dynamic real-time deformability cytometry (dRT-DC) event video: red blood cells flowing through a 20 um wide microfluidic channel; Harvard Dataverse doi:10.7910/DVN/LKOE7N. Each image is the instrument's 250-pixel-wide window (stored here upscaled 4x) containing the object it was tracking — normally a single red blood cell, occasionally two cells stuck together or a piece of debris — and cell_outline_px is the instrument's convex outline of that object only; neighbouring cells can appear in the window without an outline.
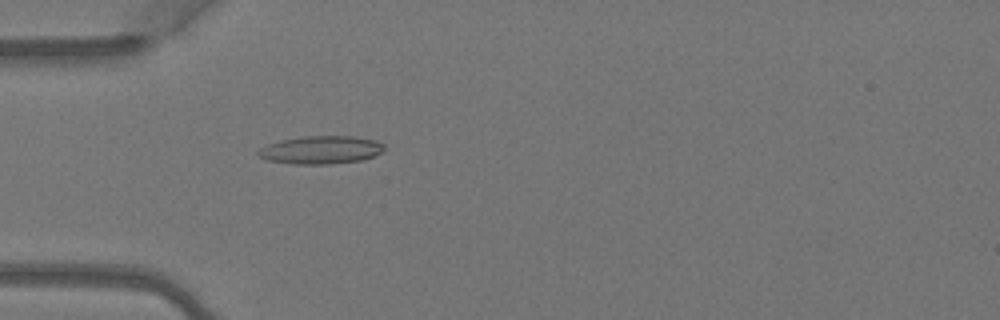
{"species": "Egyptian fruit bat (a non-hibernating species)", "species_latin": "Rousettus aegyptiacus", "temperature_condition": "warm", "stored_images_in_passage": 4, "camera_frame_rate_fps": 3000, "um_per_image_px": 0.085, "animal": {"sex": "female"}, "frame": {"image": 1, "passage_image": 4, "time_ms": 1.0, "image_size_px": [1000, 320], "cell_outline_px": [[384, 148], [380, 152], [372, 156], [360, 160], [328, 164], [292, 164], [268, 160], [260, 156], [256, 152], [260, 148], [268, 144], [280, 140], [304, 136], [352, 136], [376, 140], [384, 144]], "centroid_in_image_um": [27.25, 12.73], "position_along_channel_um": 57.7, "area_um2": 20.4}}